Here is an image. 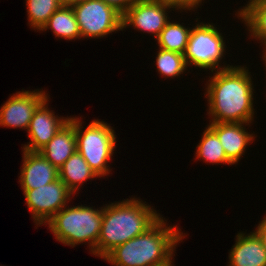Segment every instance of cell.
I'll return each instance as SVG.
<instances>
[{
    "label": "cell",
    "instance_id": "484cf974",
    "mask_svg": "<svg viewBox=\"0 0 266 266\" xmlns=\"http://www.w3.org/2000/svg\"><path fill=\"white\" fill-rule=\"evenodd\" d=\"M61 6H73L83 0H58Z\"/></svg>",
    "mask_w": 266,
    "mask_h": 266
},
{
    "label": "cell",
    "instance_id": "2e32d148",
    "mask_svg": "<svg viewBox=\"0 0 266 266\" xmlns=\"http://www.w3.org/2000/svg\"><path fill=\"white\" fill-rule=\"evenodd\" d=\"M235 15L247 27L250 38L260 41L264 46L262 52L266 53V0H249Z\"/></svg>",
    "mask_w": 266,
    "mask_h": 266
},
{
    "label": "cell",
    "instance_id": "d6986e66",
    "mask_svg": "<svg viewBox=\"0 0 266 266\" xmlns=\"http://www.w3.org/2000/svg\"><path fill=\"white\" fill-rule=\"evenodd\" d=\"M199 141L195 153V159L203 160L207 164L234 165L226 156L217 134L207 125Z\"/></svg>",
    "mask_w": 266,
    "mask_h": 266
},
{
    "label": "cell",
    "instance_id": "9a60e30c",
    "mask_svg": "<svg viewBox=\"0 0 266 266\" xmlns=\"http://www.w3.org/2000/svg\"><path fill=\"white\" fill-rule=\"evenodd\" d=\"M76 151L75 126L68 121L38 152L59 169Z\"/></svg>",
    "mask_w": 266,
    "mask_h": 266
},
{
    "label": "cell",
    "instance_id": "52a82bcc",
    "mask_svg": "<svg viewBox=\"0 0 266 266\" xmlns=\"http://www.w3.org/2000/svg\"><path fill=\"white\" fill-rule=\"evenodd\" d=\"M72 9L83 39H100L110 33L123 31L122 14L103 0H83L74 4Z\"/></svg>",
    "mask_w": 266,
    "mask_h": 266
},
{
    "label": "cell",
    "instance_id": "9c48e42d",
    "mask_svg": "<svg viewBox=\"0 0 266 266\" xmlns=\"http://www.w3.org/2000/svg\"><path fill=\"white\" fill-rule=\"evenodd\" d=\"M177 10L174 6L153 0H137L122 15V30L133 27L140 32L154 35L155 40L170 21L168 10Z\"/></svg>",
    "mask_w": 266,
    "mask_h": 266
},
{
    "label": "cell",
    "instance_id": "7402d4cb",
    "mask_svg": "<svg viewBox=\"0 0 266 266\" xmlns=\"http://www.w3.org/2000/svg\"><path fill=\"white\" fill-rule=\"evenodd\" d=\"M156 56V68L159 76L164 78L180 77L186 70H188L184 55L174 51H167L158 49Z\"/></svg>",
    "mask_w": 266,
    "mask_h": 266
},
{
    "label": "cell",
    "instance_id": "6da1fadb",
    "mask_svg": "<svg viewBox=\"0 0 266 266\" xmlns=\"http://www.w3.org/2000/svg\"><path fill=\"white\" fill-rule=\"evenodd\" d=\"M246 66L212 72L205 94L209 122L252 123L254 113V86L251 72Z\"/></svg>",
    "mask_w": 266,
    "mask_h": 266
},
{
    "label": "cell",
    "instance_id": "8992f818",
    "mask_svg": "<svg viewBox=\"0 0 266 266\" xmlns=\"http://www.w3.org/2000/svg\"><path fill=\"white\" fill-rule=\"evenodd\" d=\"M195 20L197 23L191 30L183 54L187 67L194 66L211 72L231 68L233 65L225 63L221 66L220 63L227 53L225 40L220 30L213 23L198 22L197 18Z\"/></svg>",
    "mask_w": 266,
    "mask_h": 266
},
{
    "label": "cell",
    "instance_id": "5b68a950",
    "mask_svg": "<svg viewBox=\"0 0 266 266\" xmlns=\"http://www.w3.org/2000/svg\"><path fill=\"white\" fill-rule=\"evenodd\" d=\"M69 121L75 126L77 151L99 178L109 176L112 169L108 163L117 145L113 127L105 121L94 119L84 130L81 117L70 116Z\"/></svg>",
    "mask_w": 266,
    "mask_h": 266
},
{
    "label": "cell",
    "instance_id": "7a4b0ae2",
    "mask_svg": "<svg viewBox=\"0 0 266 266\" xmlns=\"http://www.w3.org/2000/svg\"><path fill=\"white\" fill-rule=\"evenodd\" d=\"M161 217L145 233L115 247L103 259L113 266H174L177 244L186 237L176 225Z\"/></svg>",
    "mask_w": 266,
    "mask_h": 266
},
{
    "label": "cell",
    "instance_id": "ffe728a7",
    "mask_svg": "<svg viewBox=\"0 0 266 266\" xmlns=\"http://www.w3.org/2000/svg\"><path fill=\"white\" fill-rule=\"evenodd\" d=\"M169 21L155 40L160 49L184 54L192 28Z\"/></svg>",
    "mask_w": 266,
    "mask_h": 266
},
{
    "label": "cell",
    "instance_id": "4fadbf2b",
    "mask_svg": "<svg viewBox=\"0 0 266 266\" xmlns=\"http://www.w3.org/2000/svg\"><path fill=\"white\" fill-rule=\"evenodd\" d=\"M252 123H218L209 122V127L217 134L227 158L237 164L255 138L254 132L249 133L245 126ZM247 130V131H246Z\"/></svg>",
    "mask_w": 266,
    "mask_h": 266
},
{
    "label": "cell",
    "instance_id": "7c38bea8",
    "mask_svg": "<svg viewBox=\"0 0 266 266\" xmlns=\"http://www.w3.org/2000/svg\"><path fill=\"white\" fill-rule=\"evenodd\" d=\"M23 164L19 176L22 190H31L50 184L59 178L58 169L40 152L22 150Z\"/></svg>",
    "mask_w": 266,
    "mask_h": 266
},
{
    "label": "cell",
    "instance_id": "4316f807",
    "mask_svg": "<svg viewBox=\"0 0 266 266\" xmlns=\"http://www.w3.org/2000/svg\"><path fill=\"white\" fill-rule=\"evenodd\" d=\"M262 58H263V61H265L264 66H265V69H266V53L262 54Z\"/></svg>",
    "mask_w": 266,
    "mask_h": 266
},
{
    "label": "cell",
    "instance_id": "ba28073f",
    "mask_svg": "<svg viewBox=\"0 0 266 266\" xmlns=\"http://www.w3.org/2000/svg\"><path fill=\"white\" fill-rule=\"evenodd\" d=\"M33 222L44 225L71 201L73 192L58 178L50 184L31 190H22Z\"/></svg>",
    "mask_w": 266,
    "mask_h": 266
},
{
    "label": "cell",
    "instance_id": "cb8c5ba5",
    "mask_svg": "<svg viewBox=\"0 0 266 266\" xmlns=\"http://www.w3.org/2000/svg\"><path fill=\"white\" fill-rule=\"evenodd\" d=\"M108 5L114 7L122 15L137 1V0H103Z\"/></svg>",
    "mask_w": 266,
    "mask_h": 266
},
{
    "label": "cell",
    "instance_id": "ac0fdd59",
    "mask_svg": "<svg viewBox=\"0 0 266 266\" xmlns=\"http://www.w3.org/2000/svg\"><path fill=\"white\" fill-rule=\"evenodd\" d=\"M51 29L55 38L65 40L81 39L80 29L72 6H60L40 31Z\"/></svg>",
    "mask_w": 266,
    "mask_h": 266
},
{
    "label": "cell",
    "instance_id": "d4e9b609",
    "mask_svg": "<svg viewBox=\"0 0 266 266\" xmlns=\"http://www.w3.org/2000/svg\"><path fill=\"white\" fill-rule=\"evenodd\" d=\"M257 237L261 240L263 248L266 251V216L259 222L257 228L253 231Z\"/></svg>",
    "mask_w": 266,
    "mask_h": 266
},
{
    "label": "cell",
    "instance_id": "8fae6325",
    "mask_svg": "<svg viewBox=\"0 0 266 266\" xmlns=\"http://www.w3.org/2000/svg\"><path fill=\"white\" fill-rule=\"evenodd\" d=\"M47 97L35 110L29 123L28 138L30 141L21 147L22 150L39 151L70 120V117H59L48 108Z\"/></svg>",
    "mask_w": 266,
    "mask_h": 266
},
{
    "label": "cell",
    "instance_id": "277c9868",
    "mask_svg": "<svg viewBox=\"0 0 266 266\" xmlns=\"http://www.w3.org/2000/svg\"><path fill=\"white\" fill-rule=\"evenodd\" d=\"M99 208L82 204L73 207L66 205L45 225H49V231L56 241L71 247L87 243L90 253L95 255L103 220V207Z\"/></svg>",
    "mask_w": 266,
    "mask_h": 266
},
{
    "label": "cell",
    "instance_id": "603a6c76",
    "mask_svg": "<svg viewBox=\"0 0 266 266\" xmlns=\"http://www.w3.org/2000/svg\"><path fill=\"white\" fill-rule=\"evenodd\" d=\"M153 1L170 4V5L174 6L178 10V12L180 10V13H181V12H183V10L185 12L187 10L188 11H190V10L194 11L199 6H201L202 1H204V0H153Z\"/></svg>",
    "mask_w": 266,
    "mask_h": 266
},
{
    "label": "cell",
    "instance_id": "44dd1931",
    "mask_svg": "<svg viewBox=\"0 0 266 266\" xmlns=\"http://www.w3.org/2000/svg\"><path fill=\"white\" fill-rule=\"evenodd\" d=\"M28 24L39 31L49 20L50 16L61 6L58 0H25Z\"/></svg>",
    "mask_w": 266,
    "mask_h": 266
},
{
    "label": "cell",
    "instance_id": "e0dca14e",
    "mask_svg": "<svg viewBox=\"0 0 266 266\" xmlns=\"http://www.w3.org/2000/svg\"><path fill=\"white\" fill-rule=\"evenodd\" d=\"M59 178L76 195L77 191L88 179H97L98 176L91 169L81 154L76 151L58 169Z\"/></svg>",
    "mask_w": 266,
    "mask_h": 266
},
{
    "label": "cell",
    "instance_id": "5bb4252c",
    "mask_svg": "<svg viewBox=\"0 0 266 266\" xmlns=\"http://www.w3.org/2000/svg\"><path fill=\"white\" fill-rule=\"evenodd\" d=\"M228 266H266V251L254 232H238Z\"/></svg>",
    "mask_w": 266,
    "mask_h": 266
},
{
    "label": "cell",
    "instance_id": "30bf717a",
    "mask_svg": "<svg viewBox=\"0 0 266 266\" xmlns=\"http://www.w3.org/2000/svg\"><path fill=\"white\" fill-rule=\"evenodd\" d=\"M23 90L10 95V98L1 106L0 127L27 130L35 110L49 97L43 89Z\"/></svg>",
    "mask_w": 266,
    "mask_h": 266
},
{
    "label": "cell",
    "instance_id": "3957f363",
    "mask_svg": "<svg viewBox=\"0 0 266 266\" xmlns=\"http://www.w3.org/2000/svg\"><path fill=\"white\" fill-rule=\"evenodd\" d=\"M153 207L134 196L103 205V220L95 256L103 259L115 247L151 228L162 217Z\"/></svg>",
    "mask_w": 266,
    "mask_h": 266
}]
</instances>
